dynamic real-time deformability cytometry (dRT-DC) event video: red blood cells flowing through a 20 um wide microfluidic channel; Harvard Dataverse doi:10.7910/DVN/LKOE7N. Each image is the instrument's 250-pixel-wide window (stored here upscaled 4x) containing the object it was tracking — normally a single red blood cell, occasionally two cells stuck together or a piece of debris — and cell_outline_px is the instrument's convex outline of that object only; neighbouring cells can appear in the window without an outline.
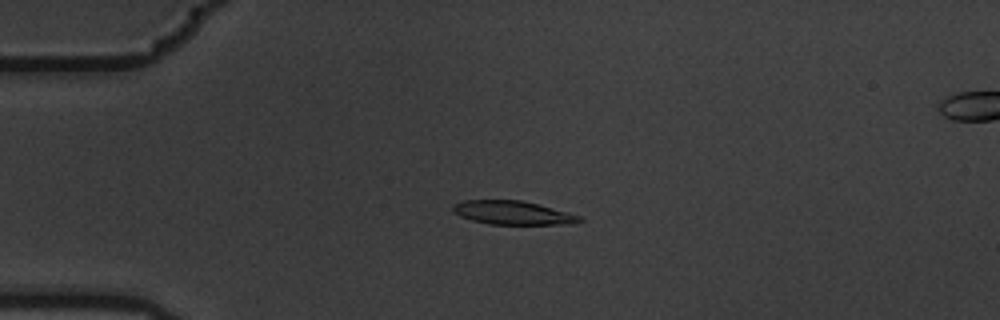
{"species": "common noctule bat (a hibernating species)", "species_latin": "Nyctalus noctula", "temperature_condition": "warm", "stored_images_in_passage": 6, "camera_frame_rate_fps": 3000, "um_per_image_px": 0.085, "animal": {"sex": "male", "body_mass_g": 19.5, "forearm_length_mm": 54.6}, "frame": {"image": 1, "passage_image": 5, "time_ms": 1.333, "image_size_px": [1000, 320], "cell_outline_px": [[584, 220], [576, 224], [488, 224], [472, 220], [460, 216], [452, 212], [452, 204], [464, 200], [520, 200], [536, 204], [580, 216]], "centroid_in_image_um": [43.53, 18.09], "position_along_channel_um": 41.5, "area_um2": 17.34}}